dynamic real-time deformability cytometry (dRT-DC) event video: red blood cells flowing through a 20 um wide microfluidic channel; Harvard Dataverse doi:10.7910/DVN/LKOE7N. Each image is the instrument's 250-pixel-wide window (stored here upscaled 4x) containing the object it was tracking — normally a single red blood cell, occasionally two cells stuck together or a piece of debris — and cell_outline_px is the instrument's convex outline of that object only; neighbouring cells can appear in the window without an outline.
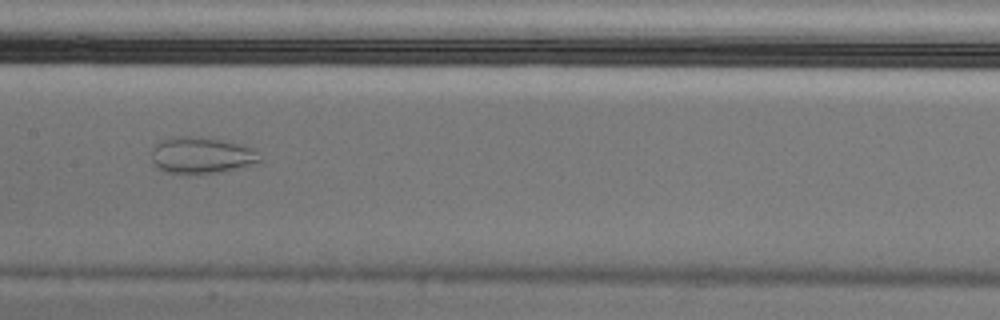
{"species": "Egyptian fruit bat (a non-hibernating species)", "species_latin": "Rousettus aegyptiacus", "temperature_condition": "cold", "stored_images_in_passage": 13, "camera_frame_rate_fps": 3000, "um_per_image_px": 0.085, "animal": {"sex": "male"}, "frame": {"image": 1, "passage_image": 8, "time_ms": 2.333, "image_size_px": [1000, 320], "cell_outline_px": [[264, 160], [244, 168], [224, 172], [168, 172], [156, 168], [152, 160], [152, 148], [160, 140], [176, 136], [188, 136], [216, 140], [256, 148]], "centroid_in_image_um": [17.18, 13.2], "position_along_channel_um": 190.2, "area_um2": 22.83}}